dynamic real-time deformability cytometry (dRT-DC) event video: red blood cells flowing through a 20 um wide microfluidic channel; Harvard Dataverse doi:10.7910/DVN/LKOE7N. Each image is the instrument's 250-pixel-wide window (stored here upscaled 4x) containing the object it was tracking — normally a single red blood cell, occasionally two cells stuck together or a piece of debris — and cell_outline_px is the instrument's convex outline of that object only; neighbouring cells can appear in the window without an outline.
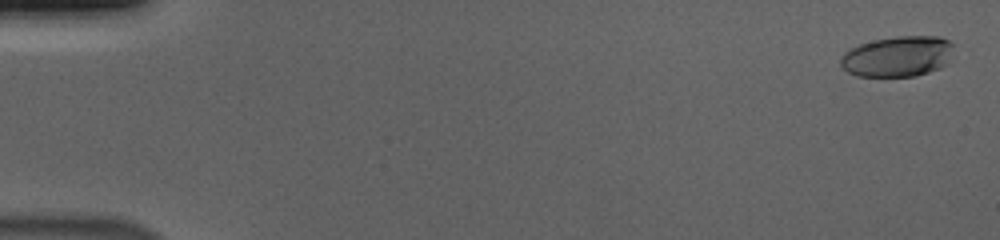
{"species": "human", "species_latin": "Homo sapiens", "temperature_condition": "cold", "stored_images_in_passage": 57, "camera_frame_rate_fps": 3000, "um_per_image_px": 0.085, "donor": {"sex": "male"}, "frame": {"image": 1, "passage_image": 2, "time_ms": 0.333, "image_size_px": [1000, 240], "cell_outline_px": [[952, 44], [948, 64], [940, 68], [916, 76], [856, 76], [840, 68], [840, 56], [844, 52], [860, 44], [876, 40], [896, 36], [940, 36], [948, 40]], "centroid_in_image_um": [76.27, 4.8], "position_along_channel_um": 8.7, "area_um2": 26.82}}
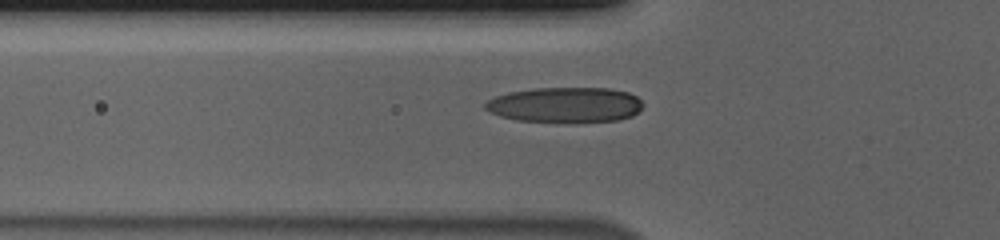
{"frame": {"image": 2, "passage_image": 21, "time_ms": 6.667, "image_size_px": [1000, 240], "cell_outline_px": [[644, 104], [640, 112], [632, 116], [620, 120], [568, 124], [516, 120], [500, 116], [484, 108], [484, 104], [488, 100], [496, 96], [508, 92], [532, 88], [608, 88], [628, 92], [636, 96]], "centroid_in_image_um": [48.08, 8.94], "position_along_channel_um": 77.7, "area_um2": 33.29}}
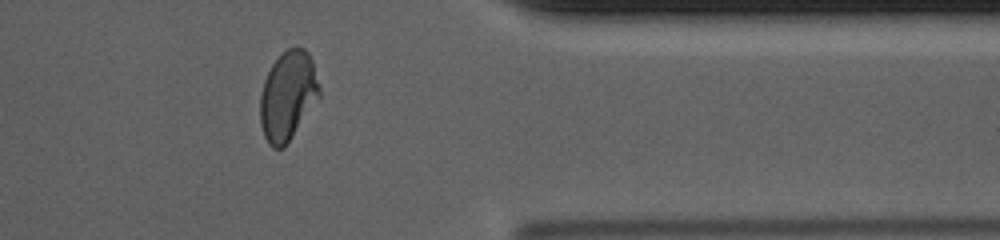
{"frame": {"image": 3, "passage_image": 47, "time_ms": 15.333, "image_size_px": [1000, 240], "cell_outline_px": [[320, 96], [284, 148], [272, 148], [268, 144], [264, 136], [260, 124], [260, 96], [264, 80], [272, 64], [288, 48], [296, 44], [304, 48], [308, 52], [312, 60], [320, 84]], "centroid_in_image_um": [24.47, 8.12], "position_along_channel_um": 386.9, "area_um2": 30.87}, "authors_computed_cell_mechanics": {"area_um2": 30.2294, "velocity_mm_per_s": 3.7041, "shape_relaxation_time_tau1_ms": 6.4926, "shape_relaxation_time_tau2_ms": 1.3019, "deformation_change_tau1": 0.2122, "deformation_change_tau2": 0.0554}}